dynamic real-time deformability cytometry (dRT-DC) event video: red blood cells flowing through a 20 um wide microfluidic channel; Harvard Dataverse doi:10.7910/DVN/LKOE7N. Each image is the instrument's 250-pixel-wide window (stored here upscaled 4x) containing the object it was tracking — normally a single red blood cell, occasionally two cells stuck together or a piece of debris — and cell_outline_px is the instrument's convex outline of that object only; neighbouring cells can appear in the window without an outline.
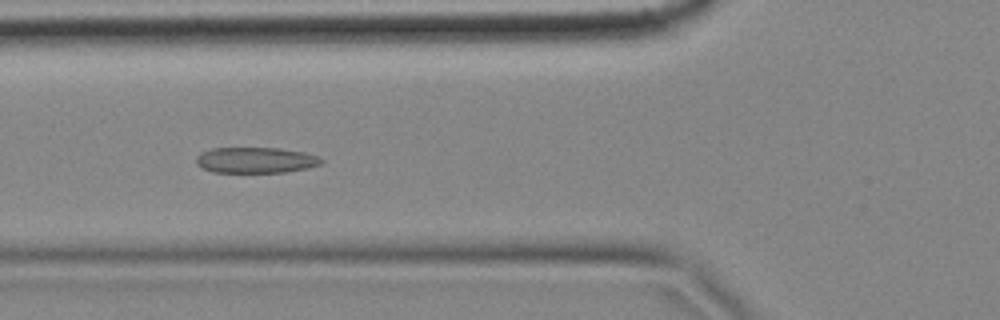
{"species": "common noctule bat (a hibernating species)", "species_latin": "Nyctalus noctula", "temperature_condition": "cold", "stored_images_in_passage": 9, "camera_frame_rate_fps": 3000, "um_per_image_px": 0.085, "animal": {"sex": "female", "body_mass_g": 18.4}, "frame": {"image": 1, "passage_image": 6, "time_ms": 1.667, "image_size_px": [1000, 320], "cell_outline_px": [[324, 160], [320, 164], [308, 168], [288, 172], [212, 172], [200, 168], [196, 164], [196, 156], [200, 152], [212, 148], [280, 148], [304, 152], [316, 156]], "centroid_in_image_um": [21.69, 13.61], "position_along_channel_um": 104.1, "area_um2": 18.96}}
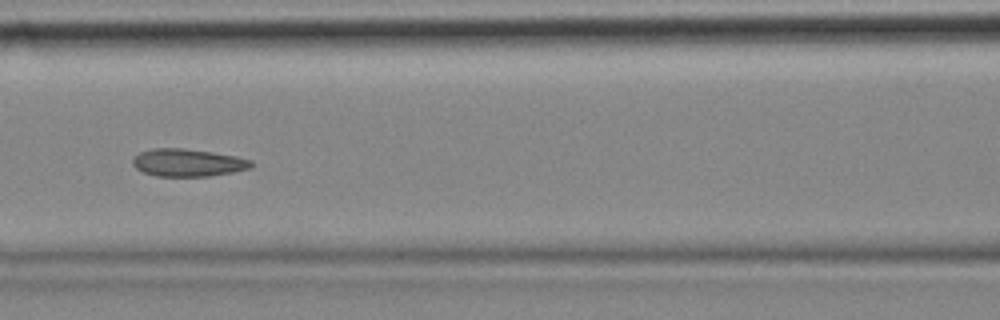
{"frame": {"image": 2, "passage_image": 7, "time_ms": 2.0, "image_size_px": [1000, 320], "cell_outline_px": [[252, 168], [232, 172], [208, 176], [156, 176], [144, 172], [136, 168], [132, 164], [132, 160], [140, 152], [152, 148], [184, 148], [212, 152], [236, 156], [252, 160]], "centroid_in_image_um": [15.97, 13.82], "position_along_channel_um": 150.6, "area_um2": 19.02}}